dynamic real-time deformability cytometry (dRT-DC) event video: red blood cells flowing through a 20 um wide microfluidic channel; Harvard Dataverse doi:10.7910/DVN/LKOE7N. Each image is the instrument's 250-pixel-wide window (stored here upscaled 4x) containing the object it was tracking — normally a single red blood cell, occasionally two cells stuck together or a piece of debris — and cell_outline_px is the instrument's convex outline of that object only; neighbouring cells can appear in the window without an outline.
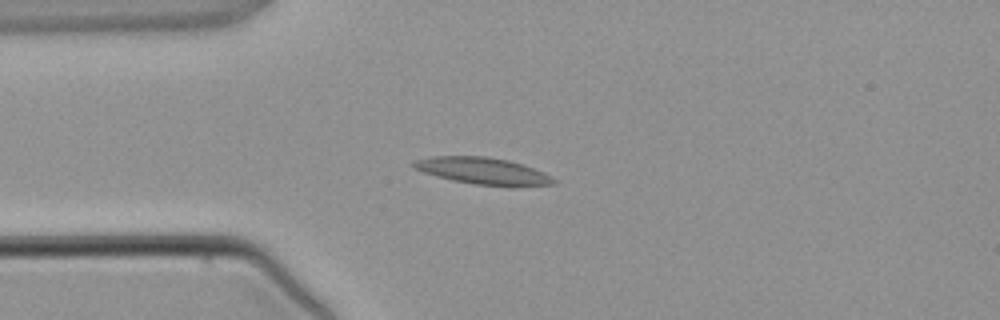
{"species": "common noctule bat (a hibernating species)", "species_latin": "Nyctalus noctula", "temperature_condition": "warm", "stored_images_in_passage": 3, "camera_frame_rate_fps": 3000, "um_per_image_px": 0.085, "animal": {"sex": "male", "body_mass_g": 21.5, "forearm_length_mm": 52.0}, "frame": {"image": 1, "passage_image": 2, "time_ms": 1.333, "image_size_px": [1000, 320], "cell_outline_px": [[556, 184], [512, 188], [508, 188], [476, 184], [452, 180], [436, 176], [412, 168], [408, 164], [416, 160], [432, 156], [488, 156], [508, 160], [524, 164], [544, 172], [552, 176], [556, 180]], "centroid_in_image_um": [41.11, 14.55], "position_along_channel_um": 43.9, "area_um2": 22.54}}
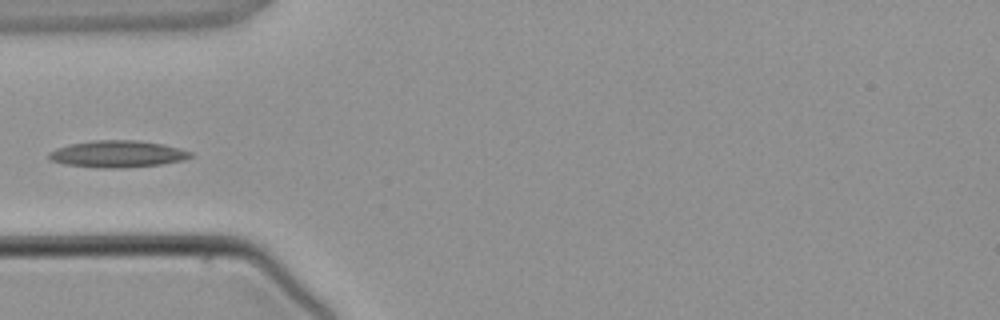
{"frame": {"image": 2, "passage_image": 3, "time_ms": 2.333, "image_size_px": [1000, 320], "cell_outline_px": [[192, 156], [184, 160], [160, 164], [124, 168], [100, 168], [64, 164], [48, 160], [48, 152], [56, 148], [72, 144], [96, 140], [136, 140], [164, 144], [180, 148], [192, 152]], "centroid_in_image_um": [9.98, 13.09], "position_along_channel_um": 75.0, "area_um2": 22.2}}